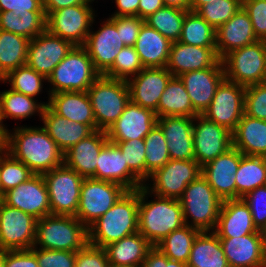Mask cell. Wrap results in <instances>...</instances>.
I'll use <instances>...</instances> for the list:
<instances>
[{
	"mask_svg": "<svg viewBox=\"0 0 266 267\" xmlns=\"http://www.w3.org/2000/svg\"><path fill=\"white\" fill-rule=\"evenodd\" d=\"M8 132L6 151L34 174H44L63 164V153L42 127H15Z\"/></svg>",
	"mask_w": 266,
	"mask_h": 267,
	"instance_id": "1",
	"label": "cell"
},
{
	"mask_svg": "<svg viewBox=\"0 0 266 267\" xmlns=\"http://www.w3.org/2000/svg\"><path fill=\"white\" fill-rule=\"evenodd\" d=\"M149 195L152 193L144 186L139 188L138 232L156 246L172 231L183 227L185 223L179 199L153 195L156 196L155 200L148 202L146 199Z\"/></svg>",
	"mask_w": 266,
	"mask_h": 267,
	"instance_id": "2",
	"label": "cell"
},
{
	"mask_svg": "<svg viewBox=\"0 0 266 267\" xmlns=\"http://www.w3.org/2000/svg\"><path fill=\"white\" fill-rule=\"evenodd\" d=\"M139 188L126 191L116 203L88 227V243L104 248L138 232Z\"/></svg>",
	"mask_w": 266,
	"mask_h": 267,
	"instance_id": "3",
	"label": "cell"
},
{
	"mask_svg": "<svg viewBox=\"0 0 266 267\" xmlns=\"http://www.w3.org/2000/svg\"><path fill=\"white\" fill-rule=\"evenodd\" d=\"M87 244L88 228L77 217L48 215L36 222L35 248L77 252Z\"/></svg>",
	"mask_w": 266,
	"mask_h": 267,
	"instance_id": "4",
	"label": "cell"
},
{
	"mask_svg": "<svg viewBox=\"0 0 266 267\" xmlns=\"http://www.w3.org/2000/svg\"><path fill=\"white\" fill-rule=\"evenodd\" d=\"M185 225L200 231H214L223 200L202 174L185 188L179 198ZM191 218L192 222L188 220Z\"/></svg>",
	"mask_w": 266,
	"mask_h": 267,
	"instance_id": "5",
	"label": "cell"
},
{
	"mask_svg": "<svg viewBox=\"0 0 266 267\" xmlns=\"http://www.w3.org/2000/svg\"><path fill=\"white\" fill-rule=\"evenodd\" d=\"M99 76L86 49L74 46L48 77L53 86L48 94L86 92Z\"/></svg>",
	"mask_w": 266,
	"mask_h": 267,
	"instance_id": "6",
	"label": "cell"
},
{
	"mask_svg": "<svg viewBox=\"0 0 266 267\" xmlns=\"http://www.w3.org/2000/svg\"><path fill=\"white\" fill-rule=\"evenodd\" d=\"M91 100L96 130L107 131L130 101L125 80L100 75L87 90Z\"/></svg>",
	"mask_w": 266,
	"mask_h": 267,
	"instance_id": "7",
	"label": "cell"
},
{
	"mask_svg": "<svg viewBox=\"0 0 266 267\" xmlns=\"http://www.w3.org/2000/svg\"><path fill=\"white\" fill-rule=\"evenodd\" d=\"M225 79L242 86L266 82V41L230 51L222 59Z\"/></svg>",
	"mask_w": 266,
	"mask_h": 267,
	"instance_id": "8",
	"label": "cell"
},
{
	"mask_svg": "<svg viewBox=\"0 0 266 267\" xmlns=\"http://www.w3.org/2000/svg\"><path fill=\"white\" fill-rule=\"evenodd\" d=\"M42 176L48 190L51 215L76 217L84 178L64 163Z\"/></svg>",
	"mask_w": 266,
	"mask_h": 267,
	"instance_id": "9",
	"label": "cell"
},
{
	"mask_svg": "<svg viewBox=\"0 0 266 267\" xmlns=\"http://www.w3.org/2000/svg\"><path fill=\"white\" fill-rule=\"evenodd\" d=\"M202 173V167L195 159H170L163 167L154 171L144 187L153 195L179 199L189 183L196 180ZM152 179V180H151ZM150 185V186H149Z\"/></svg>",
	"mask_w": 266,
	"mask_h": 267,
	"instance_id": "10",
	"label": "cell"
},
{
	"mask_svg": "<svg viewBox=\"0 0 266 267\" xmlns=\"http://www.w3.org/2000/svg\"><path fill=\"white\" fill-rule=\"evenodd\" d=\"M90 4H80L58 9L46 16V30L54 36L83 46L95 21Z\"/></svg>",
	"mask_w": 266,
	"mask_h": 267,
	"instance_id": "11",
	"label": "cell"
},
{
	"mask_svg": "<svg viewBox=\"0 0 266 267\" xmlns=\"http://www.w3.org/2000/svg\"><path fill=\"white\" fill-rule=\"evenodd\" d=\"M127 190L121 185L84 178L76 217L88 228L105 214Z\"/></svg>",
	"mask_w": 266,
	"mask_h": 267,
	"instance_id": "12",
	"label": "cell"
},
{
	"mask_svg": "<svg viewBox=\"0 0 266 267\" xmlns=\"http://www.w3.org/2000/svg\"><path fill=\"white\" fill-rule=\"evenodd\" d=\"M246 87L224 79L202 116L233 133L244 115Z\"/></svg>",
	"mask_w": 266,
	"mask_h": 267,
	"instance_id": "13",
	"label": "cell"
},
{
	"mask_svg": "<svg viewBox=\"0 0 266 267\" xmlns=\"http://www.w3.org/2000/svg\"><path fill=\"white\" fill-rule=\"evenodd\" d=\"M37 219L0 201V249L28 250L35 244Z\"/></svg>",
	"mask_w": 266,
	"mask_h": 267,
	"instance_id": "14",
	"label": "cell"
},
{
	"mask_svg": "<svg viewBox=\"0 0 266 267\" xmlns=\"http://www.w3.org/2000/svg\"><path fill=\"white\" fill-rule=\"evenodd\" d=\"M194 121H198L193 123L194 159L203 167L233 147L232 133L202 115Z\"/></svg>",
	"mask_w": 266,
	"mask_h": 267,
	"instance_id": "15",
	"label": "cell"
},
{
	"mask_svg": "<svg viewBox=\"0 0 266 267\" xmlns=\"http://www.w3.org/2000/svg\"><path fill=\"white\" fill-rule=\"evenodd\" d=\"M74 45L45 30L29 40L26 65L48 79Z\"/></svg>",
	"mask_w": 266,
	"mask_h": 267,
	"instance_id": "16",
	"label": "cell"
},
{
	"mask_svg": "<svg viewBox=\"0 0 266 267\" xmlns=\"http://www.w3.org/2000/svg\"><path fill=\"white\" fill-rule=\"evenodd\" d=\"M2 201L37 220L51 215L48 190L41 174H34L27 181L5 192Z\"/></svg>",
	"mask_w": 266,
	"mask_h": 267,
	"instance_id": "17",
	"label": "cell"
},
{
	"mask_svg": "<svg viewBox=\"0 0 266 267\" xmlns=\"http://www.w3.org/2000/svg\"><path fill=\"white\" fill-rule=\"evenodd\" d=\"M98 31H90L83 47L88 52L94 68L104 75L114 64L115 57L125 45L120 41L114 20L109 17L103 21Z\"/></svg>",
	"mask_w": 266,
	"mask_h": 267,
	"instance_id": "18",
	"label": "cell"
},
{
	"mask_svg": "<svg viewBox=\"0 0 266 267\" xmlns=\"http://www.w3.org/2000/svg\"><path fill=\"white\" fill-rule=\"evenodd\" d=\"M166 68L173 76L203 70L206 68H224L216 47H198L172 42Z\"/></svg>",
	"mask_w": 266,
	"mask_h": 267,
	"instance_id": "19",
	"label": "cell"
},
{
	"mask_svg": "<svg viewBox=\"0 0 266 267\" xmlns=\"http://www.w3.org/2000/svg\"><path fill=\"white\" fill-rule=\"evenodd\" d=\"M173 75L166 67L143 68L127 80L130 101L156 113L166 85Z\"/></svg>",
	"mask_w": 266,
	"mask_h": 267,
	"instance_id": "20",
	"label": "cell"
},
{
	"mask_svg": "<svg viewBox=\"0 0 266 267\" xmlns=\"http://www.w3.org/2000/svg\"><path fill=\"white\" fill-rule=\"evenodd\" d=\"M157 124L156 113L129 101L120 117L106 131L110 142L144 138Z\"/></svg>",
	"mask_w": 266,
	"mask_h": 267,
	"instance_id": "21",
	"label": "cell"
},
{
	"mask_svg": "<svg viewBox=\"0 0 266 267\" xmlns=\"http://www.w3.org/2000/svg\"><path fill=\"white\" fill-rule=\"evenodd\" d=\"M242 155L238 149L232 147L202 167V176L223 201L236 199L235 173Z\"/></svg>",
	"mask_w": 266,
	"mask_h": 267,
	"instance_id": "22",
	"label": "cell"
},
{
	"mask_svg": "<svg viewBox=\"0 0 266 267\" xmlns=\"http://www.w3.org/2000/svg\"><path fill=\"white\" fill-rule=\"evenodd\" d=\"M92 178L119 184L127 191L137 190L144 185L128 168L118 146L110 141L103 146L98 155L95 175Z\"/></svg>",
	"mask_w": 266,
	"mask_h": 267,
	"instance_id": "23",
	"label": "cell"
},
{
	"mask_svg": "<svg viewBox=\"0 0 266 267\" xmlns=\"http://www.w3.org/2000/svg\"><path fill=\"white\" fill-rule=\"evenodd\" d=\"M179 78L198 115H203L208 109L217 87L225 79L224 68H206L181 74Z\"/></svg>",
	"mask_w": 266,
	"mask_h": 267,
	"instance_id": "24",
	"label": "cell"
},
{
	"mask_svg": "<svg viewBox=\"0 0 266 267\" xmlns=\"http://www.w3.org/2000/svg\"><path fill=\"white\" fill-rule=\"evenodd\" d=\"M219 239L229 267H266V248L260 234Z\"/></svg>",
	"mask_w": 266,
	"mask_h": 267,
	"instance_id": "25",
	"label": "cell"
},
{
	"mask_svg": "<svg viewBox=\"0 0 266 267\" xmlns=\"http://www.w3.org/2000/svg\"><path fill=\"white\" fill-rule=\"evenodd\" d=\"M219 238H233L248 234H259L254 225L250 208L239 199H228L222 202L218 223L213 231Z\"/></svg>",
	"mask_w": 266,
	"mask_h": 267,
	"instance_id": "26",
	"label": "cell"
},
{
	"mask_svg": "<svg viewBox=\"0 0 266 267\" xmlns=\"http://www.w3.org/2000/svg\"><path fill=\"white\" fill-rule=\"evenodd\" d=\"M193 123L191 117H161L157 125L163 131L170 159H194Z\"/></svg>",
	"mask_w": 266,
	"mask_h": 267,
	"instance_id": "27",
	"label": "cell"
},
{
	"mask_svg": "<svg viewBox=\"0 0 266 267\" xmlns=\"http://www.w3.org/2000/svg\"><path fill=\"white\" fill-rule=\"evenodd\" d=\"M108 141L106 131L95 130L63 154V163L83 178H92L98 155Z\"/></svg>",
	"mask_w": 266,
	"mask_h": 267,
	"instance_id": "28",
	"label": "cell"
},
{
	"mask_svg": "<svg viewBox=\"0 0 266 267\" xmlns=\"http://www.w3.org/2000/svg\"><path fill=\"white\" fill-rule=\"evenodd\" d=\"M257 41L251 19L243 7L216 30V52L220 59L232 50Z\"/></svg>",
	"mask_w": 266,
	"mask_h": 267,
	"instance_id": "29",
	"label": "cell"
},
{
	"mask_svg": "<svg viewBox=\"0 0 266 267\" xmlns=\"http://www.w3.org/2000/svg\"><path fill=\"white\" fill-rule=\"evenodd\" d=\"M42 128L55 141L58 149L64 154L80 140L91 135L94 130L87 124L72 122L54 113L45 106L40 116Z\"/></svg>",
	"mask_w": 266,
	"mask_h": 267,
	"instance_id": "30",
	"label": "cell"
},
{
	"mask_svg": "<svg viewBox=\"0 0 266 267\" xmlns=\"http://www.w3.org/2000/svg\"><path fill=\"white\" fill-rule=\"evenodd\" d=\"M48 107L57 115L89 125L96 130L91 100L86 92H59L49 95Z\"/></svg>",
	"mask_w": 266,
	"mask_h": 267,
	"instance_id": "31",
	"label": "cell"
},
{
	"mask_svg": "<svg viewBox=\"0 0 266 267\" xmlns=\"http://www.w3.org/2000/svg\"><path fill=\"white\" fill-rule=\"evenodd\" d=\"M172 42L146 23L141 26L135 43L144 68L166 67Z\"/></svg>",
	"mask_w": 266,
	"mask_h": 267,
	"instance_id": "32",
	"label": "cell"
},
{
	"mask_svg": "<svg viewBox=\"0 0 266 267\" xmlns=\"http://www.w3.org/2000/svg\"><path fill=\"white\" fill-rule=\"evenodd\" d=\"M233 147L244 155L266 157V120L244 113L232 133Z\"/></svg>",
	"mask_w": 266,
	"mask_h": 267,
	"instance_id": "33",
	"label": "cell"
},
{
	"mask_svg": "<svg viewBox=\"0 0 266 267\" xmlns=\"http://www.w3.org/2000/svg\"><path fill=\"white\" fill-rule=\"evenodd\" d=\"M154 246L139 232L104 247L110 265L141 267Z\"/></svg>",
	"mask_w": 266,
	"mask_h": 267,
	"instance_id": "34",
	"label": "cell"
},
{
	"mask_svg": "<svg viewBox=\"0 0 266 267\" xmlns=\"http://www.w3.org/2000/svg\"><path fill=\"white\" fill-rule=\"evenodd\" d=\"M187 267H229L219 237L213 231H201L195 238Z\"/></svg>",
	"mask_w": 266,
	"mask_h": 267,
	"instance_id": "35",
	"label": "cell"
},
{
	"mask_svg": "<svg viewBox=\"0 0 266 267\" xmlns=\"http://www.w3.org/2000/svg\"><path fill=\"white\" fill-rule=\"evenodd\" d=\"M197 115L184 83L178 76H172L159 100L157 118L174 116L194 118Z\"/></svg>",
	"mask_w": 266,
	"mask_h": 267,
	"instance_id": "36",
	"label": "cell"
},
{
	"mask_svg": "<svg viewBox=\"0 0 266 267\" xmlns=\"http://www.w3.org/2000/svg\"><path fill=\"white\" fill-rule=\"evenodd\" d=\"M236 199L266 185V157L242 155L235 173Z\"/></svg>",
	"mask_w": 266,
	"mask_h": 267,
	"instance_id": "37",
	"label": "cell"
},
{
	"mask_svg": "<svg viewBox=\"0 0 266 267\" xmlns=\"http://www.w3.org/2000/svg\"><path fill=\"white\" fill-rule=\"evenodd\" d=\"M45 106H48L47 102L37 103L34 97L24 95L11 88L0 92V108L3 120L6 118L26 120L36 113L41 116Z\"/></svg>",
	"mask_w": 266,
	"mask_h": 267,
	"instance_id": "38",
	"label": "cell"
},
{
	"mask_svg": "<svg viewBox=\"0 0 266 267\" xmlns=\"http://www.w3.org/2000/svg\"><path fill=\"white\" fill-rule=\"evenodd\" d=\"M29 39L0 29V70L10 71L26 65Z\"/></svg>",
	"mask_w": 266,
	"mask_h": 267,
	"instance_id": "39",
	"label": "cell"
},
{
	"mask_svg": "<svg viewBox=\"0 0 266 267\" xmlns=\"http://www.w3.org/2000/svg\"><path fill=\"white\" fill-rule=\"evenodd\" d=\"M201 231L197 228L184 225L172 231L155 247L171 260L187 263L193 242Z\"/></svg>",
	"mask_w": 266,
	"mask_h": 267,
	"instance_id": "40",
	"label": "cell"
},
{
	"mask_svg": "<svg viewBox=\"0 0 266 267\" xmlns=\"http://www.w3.org/2000/svg\"><path fill=\"white\" fill-rule=\"evenodd\" d=\"M179 42L198 47H216V30L196 12L187 11Z\"/></svg>",
	"mask_w": 266,
	"mask_h": 267,
	"instance_id": "41",
	"label": "cell"
},
{
	"mask_svg": "<svg viewBox=\"0 0 266 267\" xmlns=\"http://www.w3.org/2000/svg\"><path fill=\"white\" fill-rule=\"evenodd\" d=\"M187 11L189 10L164 6L146 18L144 22L171 42H177L181 37L182 24Z\"/></svg>",
	"mask_w": 266,
	"mask_h": 267,
	"instance_id": "42",
	"label": "cell"
},
{
	"mask_svg": "<svg viewBox=\"0 0 266 267\" xmlns=\"http://www.w3.org/2000/svg\"><path fill=\"white\" fill-rule=\"evenodd\" d=\"M145 143V182L158 168L163 167L169 160V150L163 131L156 124L144 137Z\"/></svg>",
	"mask_w": 266,
	"mask_h": 267,
	"instance_id": "43",
	"label": "cell"
},
{
	"mask_svg": "<svg viewBox=\"0 0 266 267\" xmlns=\"http://www.w3.org/2000/svg\"><path fill=\"white\" fill-rule=\"evenodd\" d=\"M34 173L6 150L0 155V188L4 194L27 181Z\"/></svg>",
	"mask_w": 266,
	"mask_h": 267,
	"instance_id": "44",
	"label": "cell"
},
{
	"mask_svg": "<svg viewBox=\"0 0 266 267\" xmlns=\"http://www.w3.org/2000/svg\"><path fill=\"white\" fill-rule=\"evenodd\" d=\"M47 80L46 77L39 74L28 65H23L15 70L10 71L6 76L4 82L11 83V89L20 92L24 95L35 97L40 94L43 88V82Z\"/></svg>",
	"mask_w": 266,
	"mask_h": 267,
	"instance_id": "45",
	"label": "cell"
},
{
	"mask_svg": "<svg viewBox=\"0 0 266 267\" xmlns=\"http://www.w3.org/2000/svg\"><path fill=\"white\" fill-rule=\"evenodd\" d=\"M242 8L241 0H215L202 5L196 13L215 30L230 20Z\"/></svg>",
	"mask_w": 266,
	"mask_h": 267,
	"instance_id": "46",
	"label": "cell"
},
{
	"mask_svg": "<svg viewBox=\"0 0 266 267\" xmlns=\"http://www.w3.org/2000/svg\"><path fill=\"white\" fill-rule=\"evenodd\" d=\"M140 57L133 46H124L115 57L114 64L104 74L118 80H129L143 69Z\"/></svg>",
	"mask_w": 266,
	"mask_h": 267,
	"instance_id": "47",
	"label": "cell"
},
{
	"mask_svg": "<svg viewBox=\"0 0 266 267\" xmlns=\"http://www.w3.org/2000/svg\"><path fill=\"white\" fill-rule=\"evenodd\" d=\"M124 155L128 168L145 183V143L144 138L113 142Z\"/></svg>",
	"mask_w": 266,
	"mask_h": 267,
	"instance_id": "48",
	"label": "cell"
},
{
	"mask_svg": "<svg viewBox=\"0 0 266 267\" xmlns=\"http://www.w3.org/2000/svg\"><path fill=\"white\" fill-rule=\"evenodd\" d=\"M244 113L266 120V82L246 87Z\"/></svg>",
	"mask_w": 266,
	"mask_h": 267,
	"instance_id": "49",
	"label": "cell"
},
{
	"mask_svg": "<svg viewBox=\"0 0 266 267\" xmlns=\"http://www.w3.org/2000/svg\"><path fill=\"white\" fill-rule=\"evenodd\" d=\"M30 250L35 254L39 267H75L76 252L40 249L34 246Z\"/></svg>",
	"mask_w": 266,
	"mask_h": 267,
	"instance_id": "50",
	"label": "cell"
},
{
	"mask_svg": "<svg viewBox=\"0 0 266 267\" xmlns=\"http://www.w3.org/2000/svg\"><path fill=\"white\" fill-rule=\"evenodd\" d=\"M242 7L251 19L257 39L266 41V0L243 1Z\"/></svg>",
	"mask_w": 266,
	"mask_h": 267,
	"instance_id": "51",
	"label": "cell"
},
{
	"mask_svg": "<svg viewBox=\"0 0 266 267\" xmlns=\"http://www.w3.org/2000/svg\"><path fill=\"white\" fill-rule=\"evenodd\" d=\"M242 199L250 208L254 225L259 230L266 222V185L255 188Z\"/></svg>",
	"mask_w": 266,
	"mask_h": 267,
	"instance_id": "52",
	"label": "cell"
},
{
	"mask_svg": "<svg viewBox=\"0 0 266 267\" xmlns=\"http://www.w3.org/2000/svg\"><path fill=\"white\" fill-rule=\"evenodd\" d=\"M125 46H135L141 26L145 23L138 16L111 17Z\"/></svg>",
	"mask_w": 266,
	"mask_h": 267,
	"instance_id": "53",
	"label": "cell"
},
{
	"mask_svg": "<svg viewBox=\"0 0 266 267\" xmlns=\"http://www.w3.org/2000/svg\"><path fill=\"white\" fill-rule=\"evenodd\" d=\"M75 267H110V263L104 248L88 243L76 252Z\"/></svg>",
	"mask_w": 266,
	"mask_h": 267,
	"instance_id": "54",
	"label": "cell"
},
{
	"mask_svg": "<svg viewBox=\"0 0 266 267\" xmlns=\"http://www.w3.org/2000/svg\"><path fill=\"white\" fill-rule=\"evenodd\" d=\"M7 11L18 17L24 14H45L43 0H0V12Z\"/></svg>",
	"mask_w": 266,
	"mask_h": 267,
	"instance_id": "55",
	"label": "cell"
},
{
	"mask_svg": "<svg viewBox=\"0 0 266 267\" xmlns=\"http://www.w3.org/2000/svg\"><path fill=\"white\" fill-rule=\"evenodd\" d=\"M4 267H39L35 254L30 250L5 251Z\"/></svg>",
	"mask_w": 266,
	"mask_h": 267,
	"instance_id": "56",
	"label": "cell"
},
{
	"mask_svg": "<svg viewBox=\"0 0 266 267\" xmlns=\"http://www.w3.org/2000/svg\"><path fill=\"white\" fill-rule=\"evenodd\" d=\"M19 17L23 23V37L29 40L46 30L45 14H24Z\"/></svg>",
	"mask_w": 266,
	"mask_h": 267,
	"instance_id": "57",
	"label": "cell"
},
{
	"mask_svg": "<svg viewBox=\"0 0 266 267\" xmlns=\"http://www.w3.org/2000/svg\"><path fill=\"white\" fill-rule=\"evenodd\" d=\"M141 267H187L183 262L171 260L155 246L148 252Z\"/></svg>",
	"mask_w": 266,
	"mask_h": 267,
	"instance_id": "58",
	"label": "cell"
},
{
	"mask_svg": "<svg viewBox=\"0 0 266 267\" xmlns=\"http://www.w3.org/2000/svg\"><path fill=\"white\" fill-rule=\"evenodd\" d=\"M0 29L23 36V23L13 12H0Z\"/></svg>",
	"mask_w": 266,
	"mask_h": 267,
	"instance_id": "59",
	"label": "cell"
},
{
	"mask_svg": "<svg viewBox=\"0 0 266 267\" xmlns=\"http://www.w3.org/2000/svg\"><path fill=\"white\" fill-rule=\"evenodd\" d=\"M117 10L111 17L138 16L140 0H115Z\"/></svg>",
	"mask_w": 266,
	"mask_h": 267,
	"instance_id": "60",
	"label": "cell"
},
{
	"mask_svg": "<svg viewBox=\"0 0 266 267\" xmlns=\"http://www.w3.org/2000/svg\"><path fill=\"white\" fill-rule=\"evenodd\" d=\"M80 4L89 3L86 0H43V9L45 16H47L50 12L58 9Z\"/></svg>",
	"mask_w": 266,
	"mask_h": 267,
	"instance_id": "61",
	"label": "cell"
},
{
	"mask_svg": "<svg viewBox=\"0 0 266 267\" xmlns=\"http://www.w3.org/2000/svg\"><path fill=\"white\" fill-rule=\"evenodd\" d=\"M162 7H164L162 0H140L138 6V17L145 20Z\"/></svg>",
	"mask_w": 266,
	"mask_h": 267,
	"instance_id": "62",
	"label": "cell"
},
{
	"mask_svg": "<svg viewBox=\"0 0 266 267\" xmlns=\"http://www.w3.org/2000/svg\"><path fill=\"white\" fill-rule=\"evenodd\" d=\"M164 6L176 7L182 10H189L190 0H162Z\"/></svg>",
	"mask_w": 266,
	"mask_h": 267,
	"instance_id": "63",
	"label": "cell"
},
{
	"mask_svg": "<svg viewBox=\"0 0 266 267\" xmlns=\"http://www.w3.org/2000/svg\"><path fill=\"white\" fill-rule=\"evenodd\" d=\"M211 1L215 0H190L189 10L196 12L202 5L211 3Z\"/></svg>",
	"mask_w": 266,
	"mask_h": 267,
	"instance_id": "64",
	"label": "cell"
},
{
	"mask_svg": "<svg viewBox=\"0 0 266 267\" xmlns=\"http://www.w3.org/2000/svg\"><path fill=\"white\" fill-rule=\"evenodd\" d=\"M262 240H263V244L266 248V222L262 225V227L258 230Z\"/></svg>",
	"mask_w": 266,
	"mask_h": 267,
	"instance_id": "65",
	"label": "cell"
},
{
	"mask_svg": "<svg viewBox=\"0 0 266 267\" xmlns=\"http://www.w3.org/2000/svg\"><path fill=\"white\" fill-rule=\"evenodd\" d=\"M5 262V250L0 249V267H4Z\"/></svg>",
	"mask_w": 266,
	"mask_h": 267,
	"instance_id": "66",
	"label": "cell"
},
{
	"mask_svg": "<svg viewBox=\"0 0 266 267\" xmlns=\"http://www.w3.org/2000/svg\"><path fill=\"white\" fill-rule=\"evenodd\" d=\"M0 131H8L7 127H5L3 125V118H2L1 108H0Z\"/></svg>",
	"mask_w": 266,
	"mask_h": 267,
	"instance_id": "67",
	"label": "cell"
},
{
	"mask_svg": "<svg viewBox=\"0 0 266 267\" xmlns=\"http://www.w3.org/2000/svg\"><path fill=\"white\" fill-rule=\"evenodd\" d=\"M110 267H136V266H127V265H110Z\"/></svg>",
	"mask_w": 266,
	"mask_h": 267,
	"instance_id": "68",
	"label": "cell"
},
{
	"mask_svg": "<svg viewBox=\"0 0 266 267\" xmlns=\"http://www.w3.org/2000/svg\"><path fill=\"white\" fill-rule=\"evenodd\" d=\"M4 80H5V75L0 70V81L4 82Z\"/></svg>",
	"mask_w": 266,
	"mask_h": 267,
	"instance_id": "69",
	"label": "cell"
},
{
	"mask_svg": "<svg viewBox=\"0 0 266 267\" xmlns=\"http://www.w3.org/2000/svg\"><path fill=\"white\" fill-rule=\"evenodd\" d=\"M3 193H2V190H1V188H0V201H2V199H3Z\"/></svg>",
	"mask_w": 266,
	"mask_h": 267,
	"instance_id": "70",
	"label": "cell"
},
{
	"mask_svg": "<svg viewBox=\"0 0 266 267\" xmlns=\"http://www.w3.org/2000/svg\"><path fill=\"white\" fill-rule=\"evenodd\" d=\"M89 4L92 3V1L94 2V0H86Z\"/></svg>",
	"mask_w": 266,
	"mask_h": 267,
	"instance_id": "71",
	"label": "cell"
}]
</instances>
